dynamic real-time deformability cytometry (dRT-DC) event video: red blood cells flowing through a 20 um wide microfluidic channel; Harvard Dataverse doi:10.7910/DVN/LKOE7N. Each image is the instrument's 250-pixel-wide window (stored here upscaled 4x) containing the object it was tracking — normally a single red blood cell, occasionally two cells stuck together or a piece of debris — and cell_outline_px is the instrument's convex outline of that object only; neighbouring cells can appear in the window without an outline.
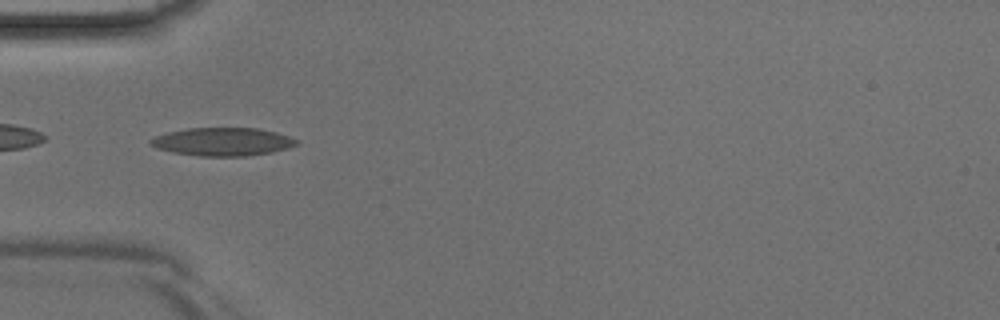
{"species": "Egyptian fruit bat (a non-hibernating species)", "species_latin": "Rousettus aegyptiacus", "temperature_condition": "room temperature", "stored_images_in_passage": 6, "camera_frame_rate_fps": 3000, "um_per_image_px": 0.085, "animal": {"sex": "male"}, "frame": {"image": 1, "passage_image": 1, "time_ms": 0.0, "image_size_px": [1000, 320], "cell_outline_px": [[300, 144], [288, 148], [272, 152], [244, 156], [200, 156], [172, 152], [156, 148], [148, 144], [148, 140], [156, 136], [168, 132], [188, 128], [260, 128], [276, 132], [300, 140]], "centroid_in_image_um": [18.94, 12.04], "position_along_channel_um": 66.1, "area_um2": 24.1}}